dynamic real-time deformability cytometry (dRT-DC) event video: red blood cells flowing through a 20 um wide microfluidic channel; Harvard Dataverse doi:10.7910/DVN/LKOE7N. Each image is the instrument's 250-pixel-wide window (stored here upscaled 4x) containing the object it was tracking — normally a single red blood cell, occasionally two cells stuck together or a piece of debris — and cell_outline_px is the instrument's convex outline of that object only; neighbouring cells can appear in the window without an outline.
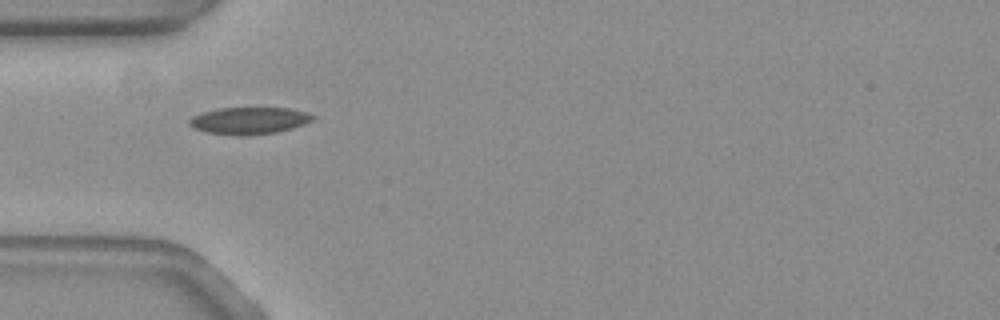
{"species": "common noctule bat (a hibernating species)", "species_latin": "Nyctalus noctula", "temperature_condition": "warm", "stored_images_in_passage": 33, "camera_frame_rate_fps": 3000, "um_per_image_px": 0.085, "animal": {"sex": "female", "body_mass_g": 19.3, "forearm_length_mm": 54.1}, "frame": {"image": 1, "passage_image": 1, "time_ms": 0.0, "image_size_px": [1000, 320], "cell_outline_px": [[316, 116], [312, 120], [304, 124], [292, 128], [276, 132], [240, 136], [236, 136], [204, 132], [188, 124], [188, 120], [192, 116], [204, 112], [220, 108], [288, 108], [308, 112]], "centroid_in_image_um": [21.18, 10.25], "position_along_channel_um": 63.8, "area_um2": 19.42}}
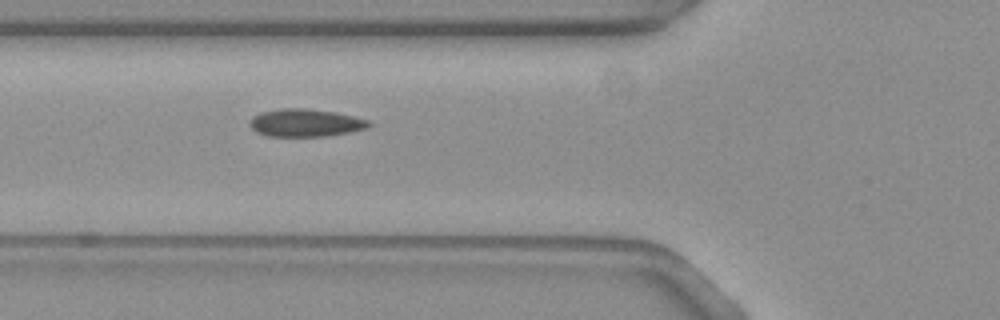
{"frame": {"image": 2, "passage_image": 4, "time_ms": 1.0, "image_size_px": [1000, 320], "cell_outline_px": [[372, 124], [368, 128], [348, 132], [324, 136], [268, 136], [256, 132], [248, 124], [248, 120], [252, 116], [260, 112], [284, 108], [304, 108], [336, 112], [368, 120]], "centroid_in_image_um": [25.92, 10.43], "position_along_channel_um": 99.9, "area_um2": 19.25}}
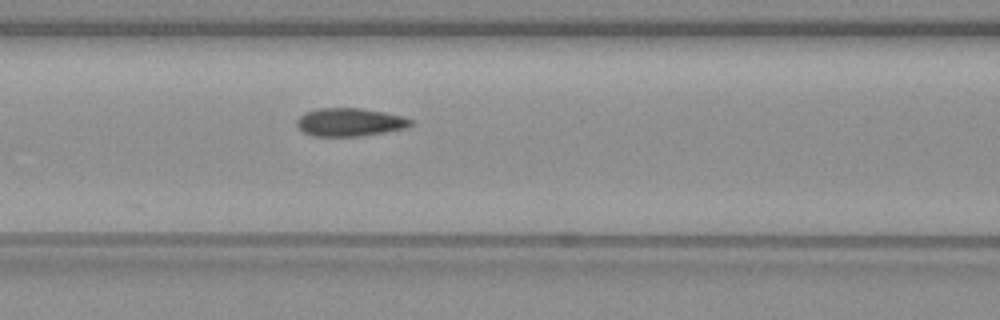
{"frame": {"image": 3, "passage_image": 7, "time_ms": 2.0, "image_size_px": [1000, 320], "cell_outline_px": [[412, 124], [408, 128], [384, 132], [356, 136], [312, 136], [304, 132], [296, 124], [296, 120], [304, 112], [316, 108], [360, 108], [384, 112], [404, 116], [412, 120]], "centroid_in_image_um": [29.73, 10.37], "position_along_channel_um": 136.9, "area_um2": 18.73}}